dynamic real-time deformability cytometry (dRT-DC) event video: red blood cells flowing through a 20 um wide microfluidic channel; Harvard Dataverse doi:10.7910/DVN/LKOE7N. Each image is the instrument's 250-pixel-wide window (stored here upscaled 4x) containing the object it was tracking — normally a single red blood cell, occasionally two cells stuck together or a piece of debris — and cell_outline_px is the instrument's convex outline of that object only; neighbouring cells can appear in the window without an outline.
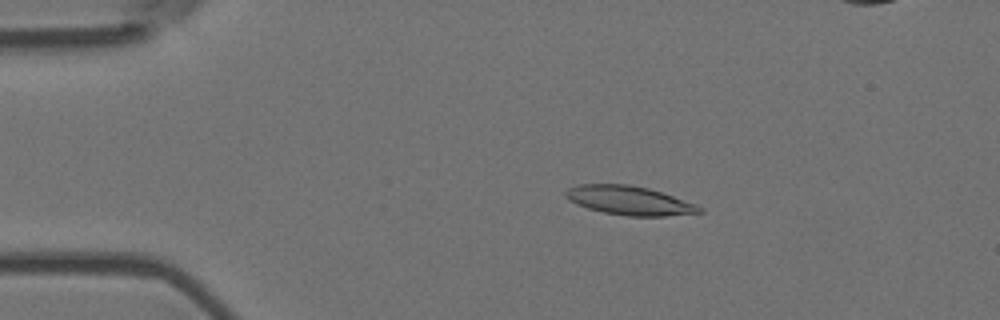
{"species": "Egyptian fruit bat (a non-hibernating species)", "species_latin": "Rousettus aegyptiacus", "temperature_condition": "room temperature", "stored_images_in_passage": 48, "camera_frame_rate_fps": 3000, "um_per_image_px": 0.085, "animal": {"sex": "female"}, "frame": {"image": 1, "passage_image": 2, "time_ms": 0.333, "image_size_px": [1000, 320], "cell_outline_px": [[704, 212], [664, 216], [628, 216], [604, 212], [588, 208], [576, 204], [568, 200], [564, 196], [564, 192], [568, 188], [580, 184], [628, 184], [648, 188], [696, 204], [704, 208]], "centroid_in_image_um": [53.47, 17.04], "position_along_channel_um": 31.5, "area_um2": 22.48}}
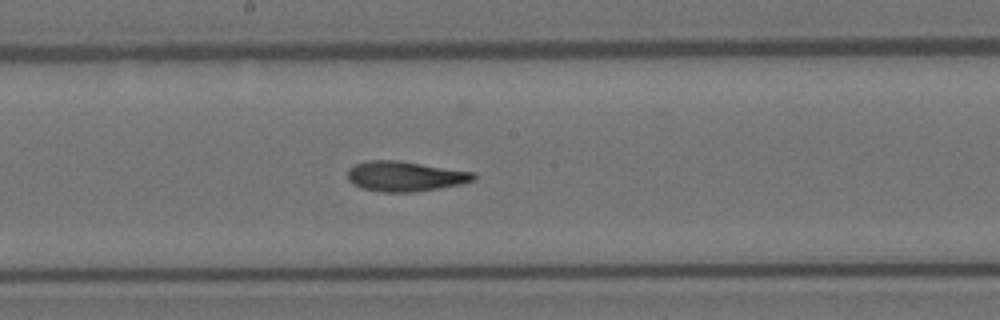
{"frame": {"image": 2, "passage_image": 21, "time_ms": 6.667, "image_size_px": [1000, 320], "cell_outline_px": [[476, 180], [460, 184], [440, 188], [412, 192], [380, 192], [360, 188], [348, 180], [348, 168], [356, 164], [368, 160], [396, 160], [476, 172]], "centroid_in_image_um": [34.44, 14.99], "position_along_channel_um": 213.8, "area_um2": 22.2}}
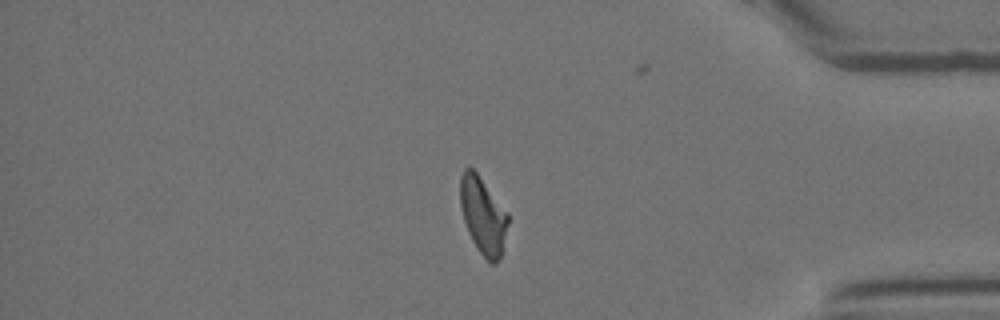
{"frame": {"image": 3, "passage_image": 38, "time_ms": 12.333, "image_size_px": [1000, 320], "cell_outline_px": [[508, 224], [500, 260], [496, 264], [488, 264], [472, 240], [468, 232], [464, 220], [460, 204], [460, 176], [464, 168], [472, 168], [476, 172], [508, 212]], "centroid_in_image_um": [41.06, 18.35], "position_along_channel_um": 394.1, "area_um2": 21.44}, "authors_computed_cell_mechanics": {"area_um2": 21.8773, "velocity_mm_per_s": 3.6768, "shape_relaxation_time_tau1_ms": null, "shape_relaxation_time_tau2_ms": 2.5748, "deformation_change_tau1": null, "deformation_change_tau2": 0.1107}}